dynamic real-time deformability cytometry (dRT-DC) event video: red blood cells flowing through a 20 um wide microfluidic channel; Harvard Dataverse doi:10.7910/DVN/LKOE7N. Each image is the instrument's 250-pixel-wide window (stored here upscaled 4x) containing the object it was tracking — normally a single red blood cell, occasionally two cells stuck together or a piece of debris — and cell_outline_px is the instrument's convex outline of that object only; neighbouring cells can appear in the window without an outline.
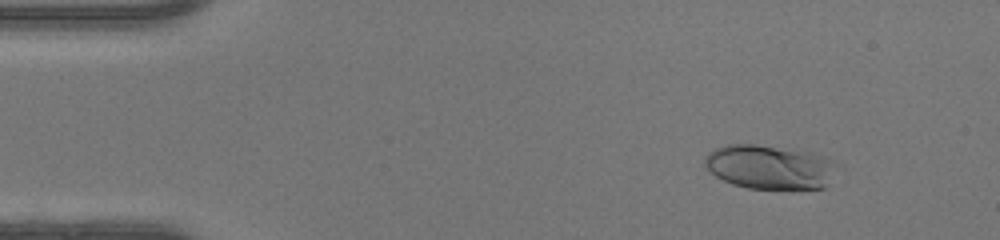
{"species": "human", "species_latin": "Homo sapiens", "temperature_condition": "warm", "stored_images_in_passage": 50, "segment_of_instrument_passage": [1, 2], "camera_frame_rate_fps": 3000, "um_per_image_px": 0.085, "donor": {"sex": "female"}, "frame": {"image": 1, "passage_image": 6, "time_ms": 1.667, "image_size_px": [1000, 240], "cell_outline_px": [[844, 164], [828, 184], [824, 188], [748, 188], [732, 184], [716, 176], [704, 164], [704, 156], [708, 152], [724, 144], [756, 144], [812, 152], [836, 160]], "centroid_in_image_um": [65.52, 14.18], "position_along_channel_um": 19.5, "area_um2": 34.62}}
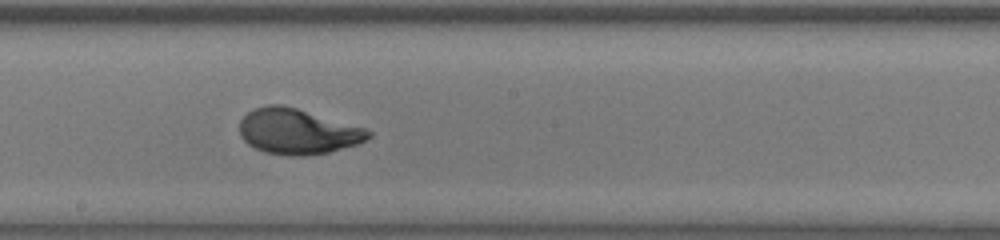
{"frame": {"image": 2, "passage_image": 27, "time_ms": 8.667, "image_size_px": [1000, 240], "cell_outline_px": [[372, 136], [356, 144], [328, 152], [308, 156], [288, 156], [264, 152], [248, 144], [240, 136], [240, 120], [252, 108], [268, 104], [284, 104], [364, 128], [372, 132]], "centroid_in_image_um": [25.25, 11.17], "position_along_channel_um": 222.9, "area_um2": 34.1}}
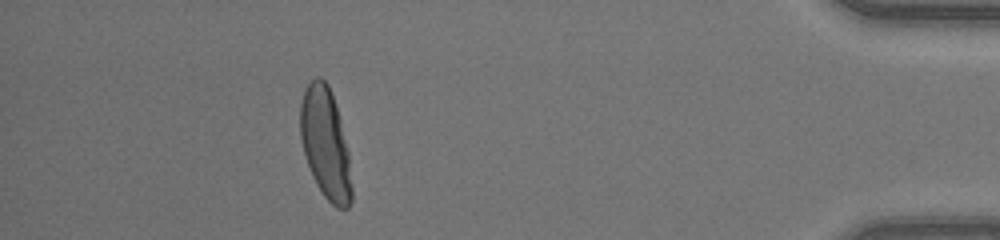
{"frame": {"image": 3, "passage_image": 44, "time_ms": 14.333, "image_size_px": [1000, 240], "cell_outline_px": [[352, 200], [348, 208], [336, 208], [324, 196], [316, 184], [312, 176], [304, 152], [300, 136], [300, 104], [304, 88], [316, 76], [320, 76], [328, 84], [340, 120], [348, 152], [352, 188]], "centroid_in_image_um": [27.65, 12.21], "position_along_channel_um": 407.5, "area_um2": 32.95}}